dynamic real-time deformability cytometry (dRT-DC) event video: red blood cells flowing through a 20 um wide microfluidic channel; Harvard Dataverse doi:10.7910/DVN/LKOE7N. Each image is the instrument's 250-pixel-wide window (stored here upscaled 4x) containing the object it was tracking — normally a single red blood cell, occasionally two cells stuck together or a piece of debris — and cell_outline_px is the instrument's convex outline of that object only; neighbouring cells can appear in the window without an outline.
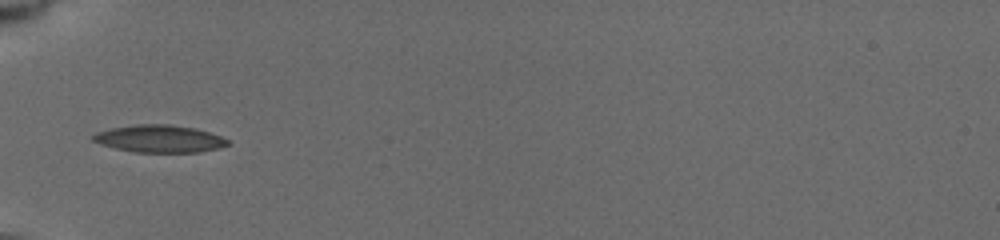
{"species": "common noctule bat (a hibernating species)", "species_latin": "Nyctalus noctula", "temperature_condition": "cold", "stored_images_in_passage": 18, "camera_frame_rate_fps": 3000, "um_per_image_px": 0.085, "animal": {"sex": "female", "body_mass_g": 19.5, "forearm_length_mm": 54.1}, "frame": {"image": 1, "passage_image": 5, "time_ms": 2.667, "image_size_px": [1000, 240], "cell_outline_px": [[228, 144], [216, 148], [200, 152], [136, 152], [116, 148], [100, 144], [92, 140], [92, 136], [96, 132], [112, 128], [136, 124], [172, 124], [196, 128], [220, 136], [228, 140]], "centroid_in_image_um": [13.53, 11.78], "position_along_channel_um": 71.5, "area_um2": 21.33}}
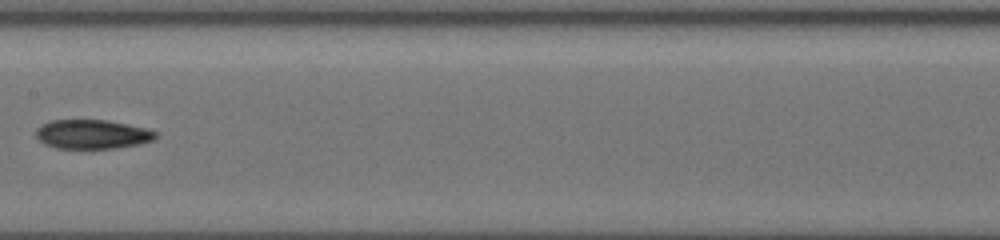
{"frame": {"image": 2, "passage_image": 9, "time_ms": 6.0, "image_size_px": [1000, 240], "cell_outline_px": [[160, 136], [152, 140], [140, 144], [112, 148], [56, 148], [44, 144], [36, 136], [36, 128], [40, 124], [52, 120], [108, 120], [148, 128], [160, 132]], "centroid_in_image_um": [7.88, 11.4], "position_along_channel_um": 199.5, "area_um2": 20.58}}
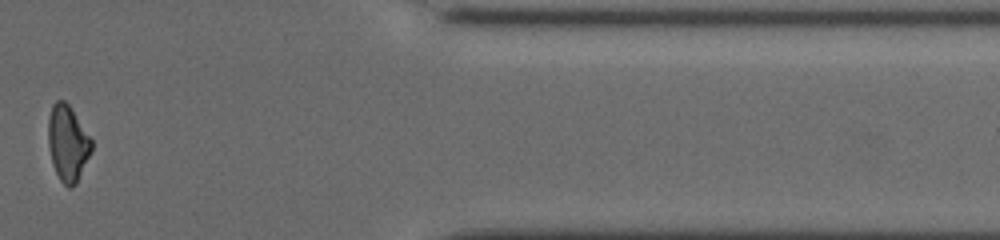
{"frame": {"image": 3, "passage_image": 16, "time_ms": 12.0, "image_size_px": [1000, 240], "cell_outline_px": [[92, 148], [76, 184], [72, 188], [68, 188], [60, 180], [52, 164], [48, 144], [48, 120], [52, 104], [56, 100], [64, 100], [72, 108], [92, 140]], "centroid_in_image_um": [5.74, 12.16], "position_along_channel_um": 405.7, "area_um2": 19.13}}